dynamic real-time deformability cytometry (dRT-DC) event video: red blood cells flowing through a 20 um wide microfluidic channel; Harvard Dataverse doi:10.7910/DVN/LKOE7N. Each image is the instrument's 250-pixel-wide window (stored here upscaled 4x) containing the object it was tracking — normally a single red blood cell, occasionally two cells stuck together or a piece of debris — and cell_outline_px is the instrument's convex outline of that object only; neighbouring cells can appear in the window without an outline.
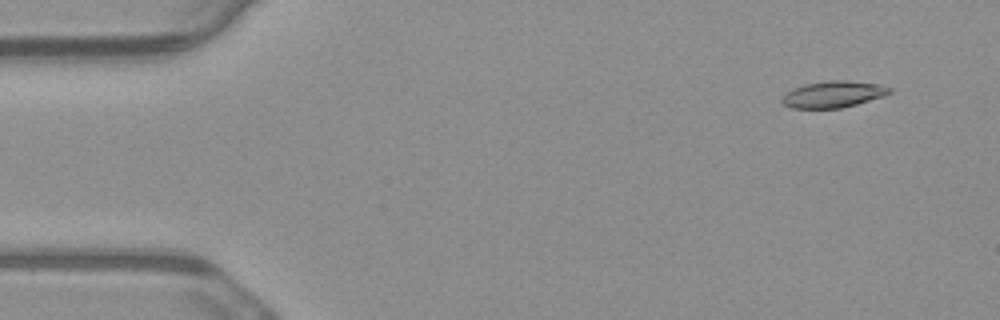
{"species": "common noctule bat (a hibernating species)", "species_latin": "Nyctalus noctula", "temperature_condition": "warm", "stored_images_in_passage": 4, "camera_frame_rate_fps": 3000, "um_per_image_px": 0.085, "animal": {"sex": "male", "body_mass_g": 23.1, "forearm_length_mm": 52.7}, "frame": {"image": 1, "passage_image": 1, "time_ms": 0.0, "image_size_px": [1000, 320], "cell_outline_px": [[892, 92], [884, 96], [856, 104], [840, 108], [792, 108], [784, 104], [780, 100], [792, 88], [804, 84], [828, 80], [848, 80], [880, 84], [892, 88]], "centroid_in_image_um": [70.85, 8.0], "position_along_channel_um": 14.1, "area_um2": 16.65}}
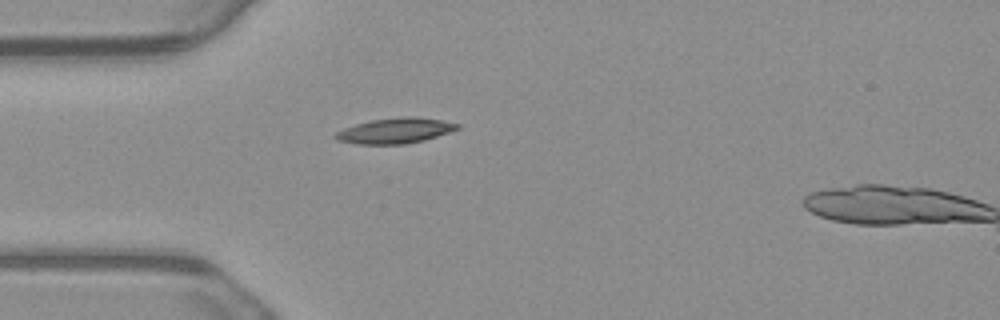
{"frame": {"image": 2, "passage_image": 4, "time_ms": 1.0, "image_size_px": [1000, 320], "cell_outline_px": [[460, 128], [424, 140], [404, 144], [356, 144], [336, 140], [332, 136], [336, 132], [344, 128], [356, 124], [372, 120], [404, 116], [416, 116], [440, 120], [460, 124]], "centroid_in_image_um": [33.55, 11.11], "position_along_channel_um": 51.4, "area_um2": 17.98}}